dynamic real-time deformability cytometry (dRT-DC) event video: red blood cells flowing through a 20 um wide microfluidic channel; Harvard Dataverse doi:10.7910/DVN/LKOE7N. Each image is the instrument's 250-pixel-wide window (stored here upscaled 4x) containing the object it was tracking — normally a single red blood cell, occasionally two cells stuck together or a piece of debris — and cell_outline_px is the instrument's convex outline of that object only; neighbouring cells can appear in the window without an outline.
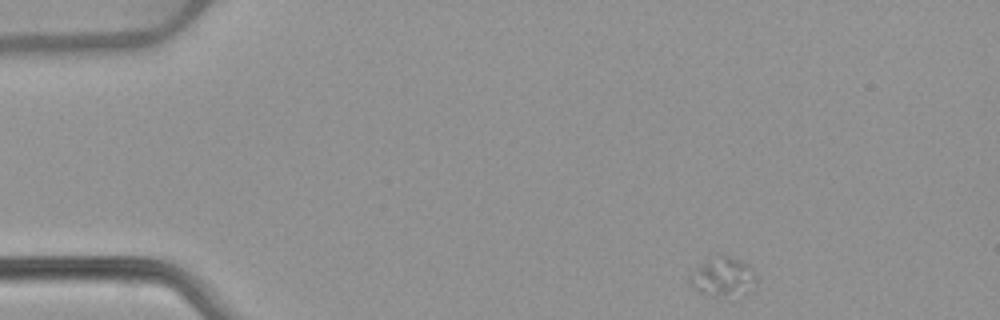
{"species": "common noctule bat (a hibernating species)", "species_latin": "Nyctalus noctula", "temperature_condition": "warm", "stored_images_in_passage": 47, "camera_frame_rate_fps": 3000, "um_per_image_px": 0.085, "animal": {"sex": "female", "body_mass_g": 22.7, "forearm_length_mm": 54.2}, "frame": {"image": 1, "passage_image": 1, "time_ms": 0.0, "image_size_px": [1000, 320], "cell_outline_px": [[756, 284], [748, 292], [724, 296], [712, 296], [700, 292], [688, 284], [688, 280], [708, 256], [716, 252], [740, 260], [748, 264], [752, 268], [756, 276]], "centroid_in_image_um": [61.46, 23.49], "position_along_channel_um": 23.5, "area_um2": 15.26}}
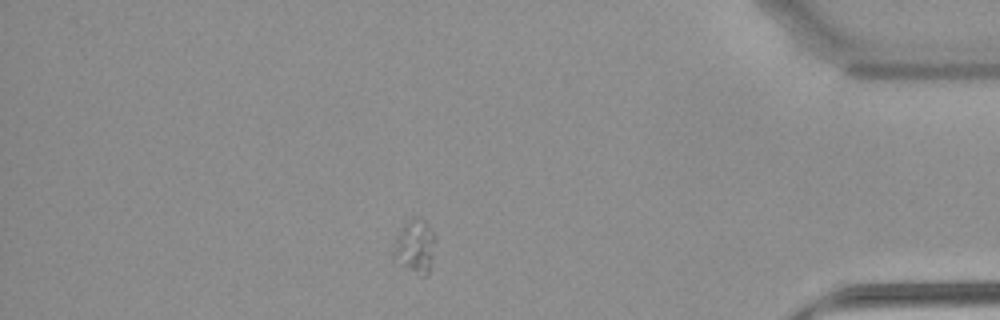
{"frame": {"image": 2, "passage_image": 40, "time_ms": 13.0, "image_size_px": [1000, 320], "cell_outline_px": [[436, 240], [432, 260], [428, 276], [424, 276], [392, 260], [392, 252], [396, 236], [404, 224], [412, 216], [424, 224], [436, 236]], "centroid_in_image_um": [35.25, 20.98], "position_along_channel_um": 399.9, "area_um2": 12.83}}
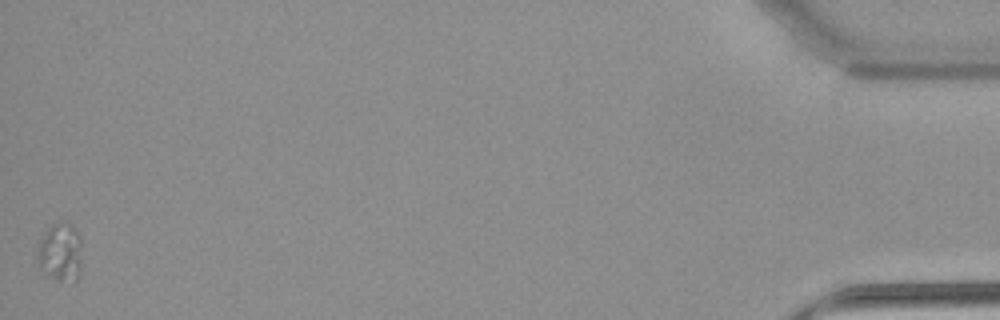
{"frame": {"image": 3, "passage_image": 47, "time_ms": 15.333, "image_size_px": [1000, 320], "cell_outline_px": [[80, 268], [76, 280], [56, 280], [40, 268], [36, 256], [40, 240], [48, 228], [52, 224], [60, 220], [68, 220], [72, 224], [80, 236]], "centroid_in_image_um": [5.12, 21.37], "position_along_channel_um": 430.1, "area_um2": 15.14}}